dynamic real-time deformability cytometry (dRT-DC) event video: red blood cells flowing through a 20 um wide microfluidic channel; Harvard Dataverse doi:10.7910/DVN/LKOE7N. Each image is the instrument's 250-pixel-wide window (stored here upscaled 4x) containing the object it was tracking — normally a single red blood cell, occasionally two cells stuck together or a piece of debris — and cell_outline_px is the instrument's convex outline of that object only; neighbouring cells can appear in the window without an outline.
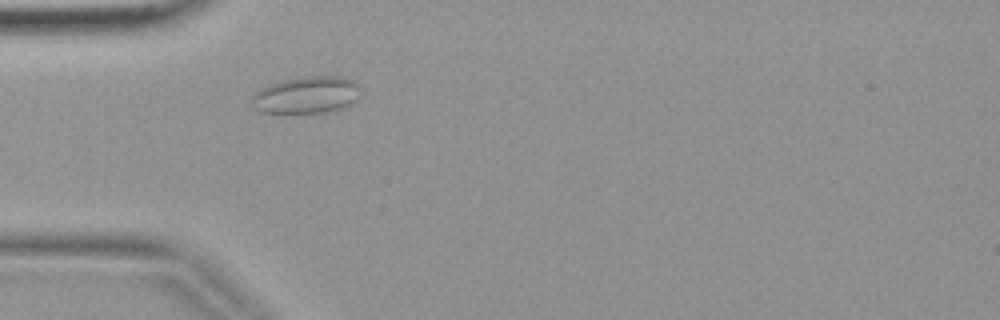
{"species": "common noctule bat (a hibernating species)", "species_latin": "Nyctalus noctula", "temperature_condition": "warm", "stored_images_in_passage": 2, "camera_frame_rate_fps": 3000, "um_per_image_px": 0.085, "animal": {"sex": "female", "body_mass_g": 19.9}, "frame": {"image": 1, "passage_image": 2, "time_ms": 0.333, "image_size_px": [1000, 320], "cell_outline_px": [[360, 84], [356, 100], [352, 104], [336, 112], [284, 116], [280, 116], [260, 112], [252, 108], [252, 96], [260, 88], [268, 84], [300, 76], [344, 76]], "centroid_in_image_um": [26.01, 8.14], "position_along_channel_um": 59.0, "area_um2": 24.91}}